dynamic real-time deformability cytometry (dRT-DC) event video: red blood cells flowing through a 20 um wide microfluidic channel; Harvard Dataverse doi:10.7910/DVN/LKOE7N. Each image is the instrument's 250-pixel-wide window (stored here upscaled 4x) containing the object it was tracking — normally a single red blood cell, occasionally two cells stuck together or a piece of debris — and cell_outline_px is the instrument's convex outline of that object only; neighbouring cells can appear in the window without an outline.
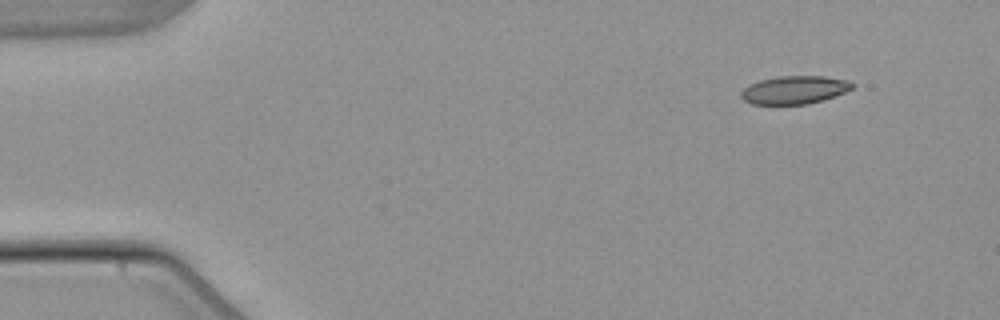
{"species": "common noctule bat (a hibernating species)", "species_latin": "Nyctalus noctula", "temperature_condition": "warm", "stored_images_in_passage": 5, "camera_frame_rate_fps": 3000, "um_per_image_px": 0.085, "animal": {"sex": "male", "body_mass_g": 21.5, "forearm_length_mm": 52.0}, "frame": {"image": 1, "passage_image": 5, "time_ms": 6.667, "image_size_px": [1000, 320], "cell_outline_px": [[856, 84], [852, 88], [844, 92], [824, 100], [808, 104], [752, 104], [744, 100], [740, 96], [740, 92], [744, 88], [760, 80], [780, 76], [824, 76], [848, 80]], "centroid_in_image_um": [67.55, 7.64], "position_along_channel_um": 17.5, "area_um2": 18.15}}